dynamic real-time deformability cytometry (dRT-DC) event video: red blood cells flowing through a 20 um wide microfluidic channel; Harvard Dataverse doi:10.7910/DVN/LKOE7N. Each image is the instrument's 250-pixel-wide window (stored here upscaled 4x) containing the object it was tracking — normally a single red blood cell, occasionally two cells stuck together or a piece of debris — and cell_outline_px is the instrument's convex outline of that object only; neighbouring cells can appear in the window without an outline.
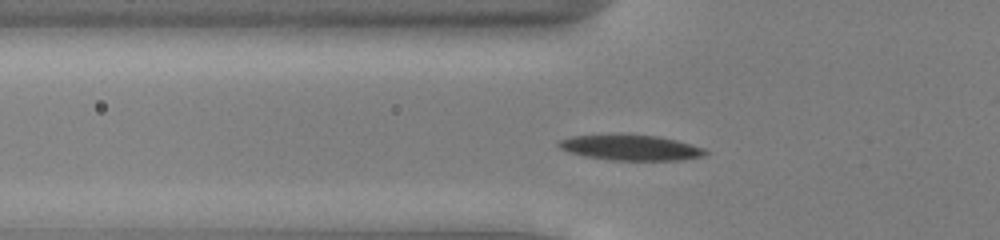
{"species": "common noctule bat (a hibernating species)", "species_latin": "Nyctalus noctula", "temperature_condition": "cold", "stored_images_in_passage": 46, "camera_frame_rate_fps": 3000, "um_per_image_px": 0.085, "animal": {"sex": "male", "body_mass_g": 13.0, "forearm_length_mm": 53.1}, "frame": {"image": 1, "passage_image": 12, "time_ms": 3.667, "image_size_px": [1000, 240], "cell_outline_px": [[708, 152], [704, 156], [680, 160], [612, 160], [584, 156], [568, 152], [560, 148], [556, 144], [560, 140], [572, 136], [620, 132], [656, 136], [676, 140], [692, 144], [704, 148]], "centroid_in_image_um": [53.57, 12.51], "position_along_channel_um": 72.2, "area_um2": 22.37}}
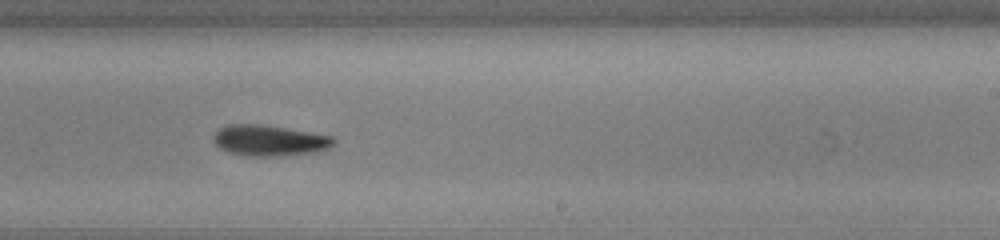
{"frame": {"image": 2, "passage_image": 27, "time_ms": 8.667, "image_size_px": [1000, 240], "cell_outline_px": [[336, 144], [328, 148], [316, 152], [284, 156], [244, 156], [228, 152], [220, 148], [212, 140], [212, 136], [220, 128], [228, 124], [260, 124], [332, 136], [336, 140]], "centroid_in_image_um": [22.89, 11.95], "position_along_channel_um": 266.1, "area_um2": 21.73}}
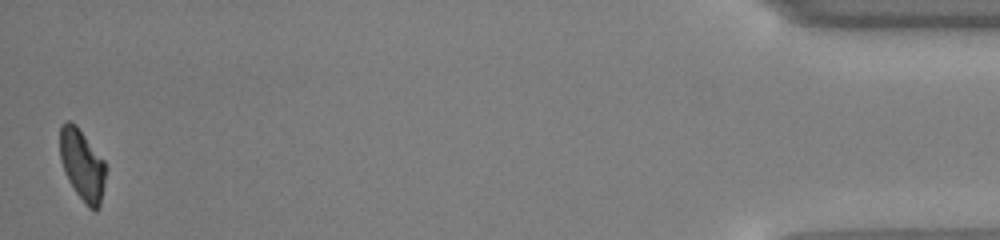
{"frame": {"image": 3, "passage_image": 46, "time_ms": 15.0, "image_size_px": [1000, 240], "cell_outline_px": [[104, 184], [100, 208], [96, 212], [88, 208], [76, 192], [68, 180], [60, 160], [60, 124], [64, 120], [68, 120], [76, 124], [104, 160]], "centroid_in_image_um": [6.97, 14.01], "position_along_channel_um": 428.2, "area_um2": 19.02}, "authors_computed_cell_mechanics": {"area_um2": 20.9236, "velocity_mm_per_s": 3.9027, "shape_relaxation_time_tau1_ms": 2.8096, "shape_relaxation_time_tau2_ms": 9.3928, "deformation_change_tau1": 0.1307, "deformation_change_tau2": 0.1644}}